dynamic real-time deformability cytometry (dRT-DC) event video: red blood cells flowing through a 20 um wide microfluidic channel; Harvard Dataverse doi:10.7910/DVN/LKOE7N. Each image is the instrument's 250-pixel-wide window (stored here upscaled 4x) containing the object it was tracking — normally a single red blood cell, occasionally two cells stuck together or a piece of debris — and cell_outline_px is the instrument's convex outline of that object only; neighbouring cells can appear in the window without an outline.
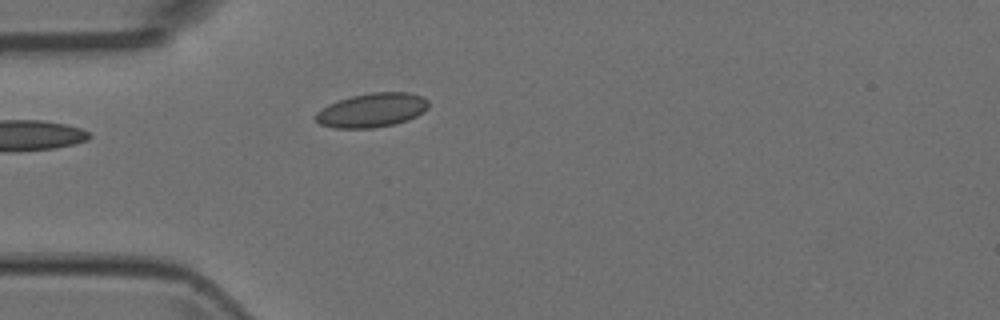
{"species": "Egyptian fruit bat (a non-hibernating species)", "species_latin": "Rousettus aegyptiacus", "temperature_condition": "room temperature", "stored_images_in_passage": 4, "camera_frame_rate_fps": 3000, "um_per_image_px": 0.085, "animal": {"sex": "female"}, "frame": {"image": 1, "passage_image": 4, "time_ms": 1.0, "image_size_px": [1000, 320], "cell_outline_px": [[428, 108], [424, 112], [408, 120], [392, 124], [372, 128], [336, 128], [320, 124], [316, 120], [316, 112], [328, 104], [352, 96], [372, 92], [408, 92], [420, 96], [428, 100]], "centroid_in_image_um": [31.62, 9.36], "position_along_channel_um": 53.4, "area_um2": 22.25}}